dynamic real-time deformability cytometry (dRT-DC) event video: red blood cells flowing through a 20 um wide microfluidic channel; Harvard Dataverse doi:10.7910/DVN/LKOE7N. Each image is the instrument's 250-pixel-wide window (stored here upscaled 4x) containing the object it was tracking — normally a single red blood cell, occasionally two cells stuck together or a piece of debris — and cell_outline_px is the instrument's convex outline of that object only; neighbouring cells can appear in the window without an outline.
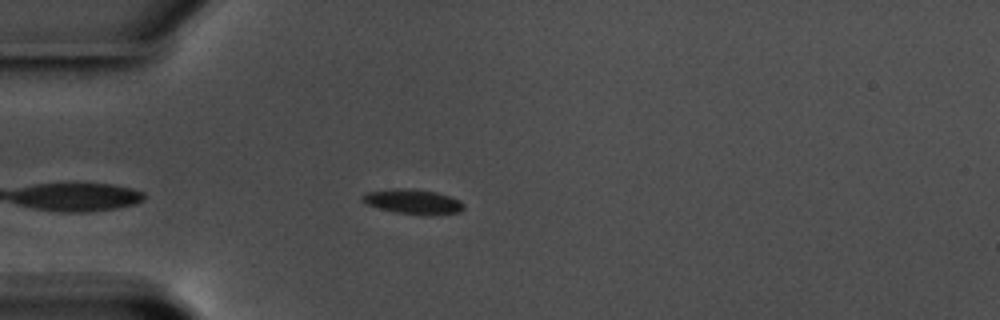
{"species": "common noctule bat (a hibernating species)", "species_latin": "Nyctalus noctula", "temperature_condition": "warm", "stored_images_in_passage": 22, "camera_frame_rate_fps": 3000, "um_per_image_px": 0.085, "animal": {"sex": "male", "body_mass_g": 17.5, "forearm_length_mm": 52.3}, "frame": {"image": 1, "passage_image": 4, "time_ms": 1.0, "image_size_px": [1000, 320], "cell_outline_px": [[464, 208], [460, 212], [396, 212], [380, 208], [368, 204], [360, 196], [368, 192], [396, 188], [412, 188], [436, 192], [460, 200], [464, 204]], "centroid_in_image_um": [35.08, 17.07], "position_along_channel_um": 49.9, "area_um2": 13.64}}
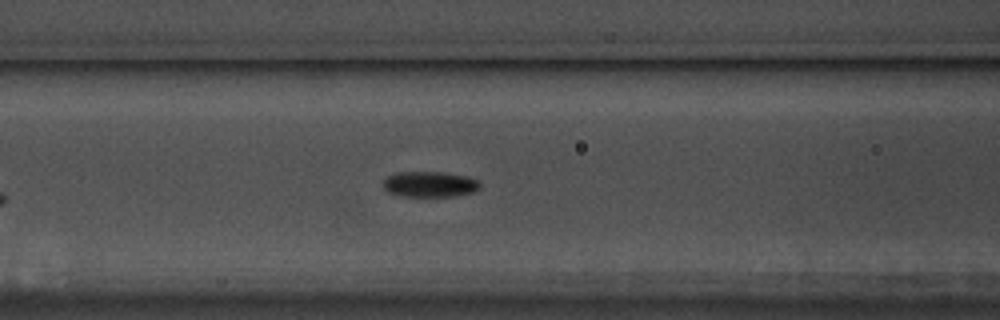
{"frame": {"image": 2, "passage_image": 12, "time_ms": 3.667, "image_size_px": [1000, 320], "cell_outline_px": [[480, 184], [472, 192], [452, 196], [404, 196], [388, 192], [384, 188], [384, 180], [388, 176], [396, 172], [440, 172], [468, 176], [476, 180]], "centroid_in_image_um": [36.49, 15.65], "position_along_channel_um": 130.1, "area_um2": 14.16}}
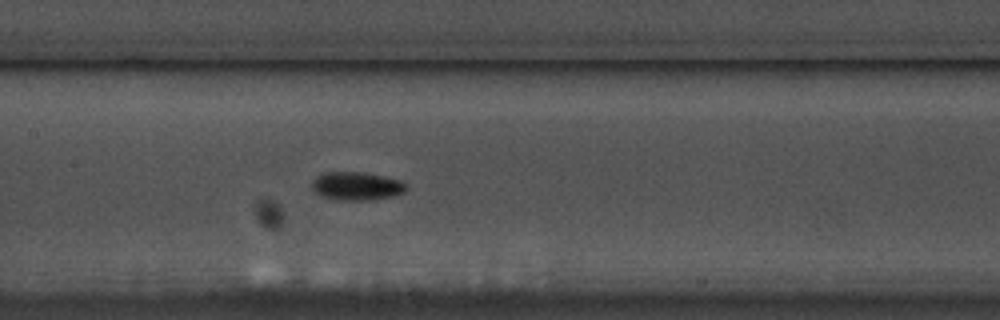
{"frame": {"image": 3, "passage_image": 16, "time_ms": 5.0, "image_size_px": [1000, 320], "cell_outline_px": [[408, 188], [404, 192], [392, 196], [368, 200], [336, 200], [320, 196], [312, 188], [312, 180], [316, 176], [324, 172], [364, 172], [384, 176], [400, 180], [408, 184]], "centroid_in_image_um": [30.31, 15.81], "position_along_channel_um": 177.1, "area_um2": 15.72}}